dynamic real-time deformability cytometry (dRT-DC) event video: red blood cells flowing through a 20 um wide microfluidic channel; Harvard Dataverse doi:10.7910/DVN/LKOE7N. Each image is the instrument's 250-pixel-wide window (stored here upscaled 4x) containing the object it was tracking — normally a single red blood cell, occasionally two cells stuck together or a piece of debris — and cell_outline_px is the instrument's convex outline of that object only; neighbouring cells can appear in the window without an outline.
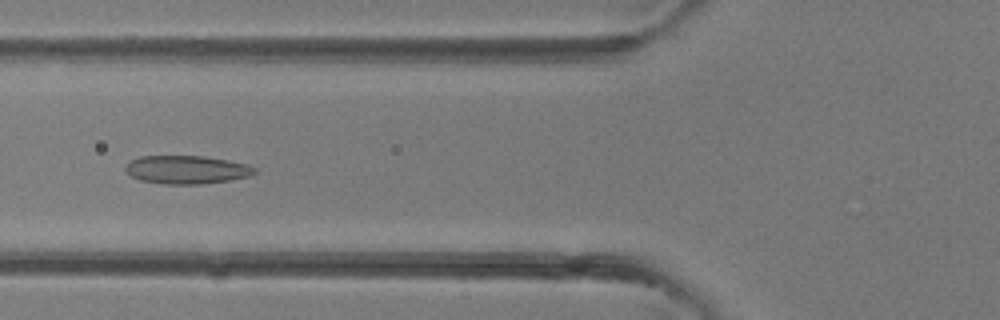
{"species": "common noctule bat (a hibernating species)", "species_latin": "Nyctalus noctula", "temperature_condition": "room temperature", "stored_images_in_passage": 7, "camera_frame_rate_fps": 3000, "um_per_image_px": 0.085, "animal": {"sex": "female"}, "frame": {"image": 1, "passage_image": 5, "time_ms": 1.333, "image_size_px": [1000, 320], "cell_outline_px": [[256, 172], [252, 176], [232, 180], [200, 184], [164, 184], [140, 180], [132, 176], [124, 168], [132, 160], [140, 156], [204, 156], [228, 160], [248, 164], [256, 168]], "centroid_in_image_um": [15.93, 14.42], "position_along_channel_um": 109.9, "area_um2": 21.33}}